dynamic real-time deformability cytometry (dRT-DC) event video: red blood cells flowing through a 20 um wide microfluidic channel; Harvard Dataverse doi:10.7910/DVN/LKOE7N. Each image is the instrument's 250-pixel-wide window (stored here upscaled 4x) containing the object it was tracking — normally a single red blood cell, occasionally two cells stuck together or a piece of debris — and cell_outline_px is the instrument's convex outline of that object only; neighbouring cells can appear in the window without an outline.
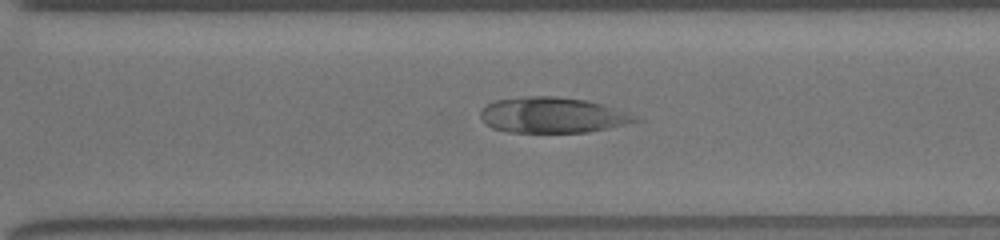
{"species": "common noctule bat (a hibernating species)", "species_latin": "Nyctalus noctula", "temperature_condition": "room temperature", "stored_images_in_passage": 33, "camera_frame_rate_fps": 3000, "um_per_image_px": 0.085, "animal": {"sex": "female", "body_mass_g": 19.5, "forearm_length_mm": 54.1}, "frame": {"image": 1, "passage_image": 22, "time_ms": 7.0, "image_size_px": [1000, 240], "cell_outline_px": [[644, 120], [608, 128], [588, 132], [508, 132], [492, 128], [484, 124], [480, 116], [480, 112], [488, 104], [496, 100], [528, 96], [556, 96], [584, 100], [600, 104], [640, 116]], "centroid_in_image_um": [46.97, 9.79], "position_along_channel_um": 323.6, "area_um2": 32.08}}